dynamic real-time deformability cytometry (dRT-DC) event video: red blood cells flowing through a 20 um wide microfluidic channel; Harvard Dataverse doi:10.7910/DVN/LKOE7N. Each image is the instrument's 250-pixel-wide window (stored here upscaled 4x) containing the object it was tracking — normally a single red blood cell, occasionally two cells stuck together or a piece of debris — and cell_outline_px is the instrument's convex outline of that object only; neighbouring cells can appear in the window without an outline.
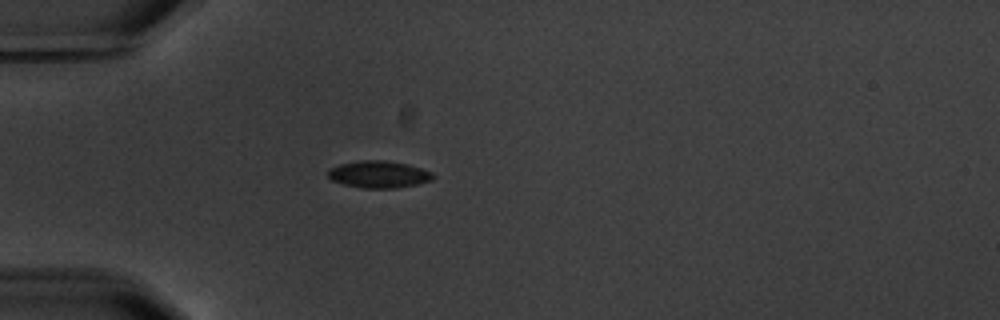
{"species": "common noctule bat (a hibernating species)", "species_latin": "Nyctalus noctula", "temperature_condition": "warm", "stored_images_in_passage": 1, "camera_frame_rate_fps": 3000, "um_per_image_px": 0.085, "animal": {"sex": "male", "body_mass_g": 20.1, "forearm_length_mm": 53.5}, "frame": {"image": 1, "passage_image": 1, "time_ms": 0.0, "image_size_px": [1000, 320], "cell_outline_px": [[436, 176], [432, 180], [416, 184], [396, 188], [360, 188], [344, 184], [332, 180], [328, 176], [328, 172], [332, 168], [340, 164], [360, 160], [384, 160], [408, 164], [432, 172]], "centroid_in_image_um": [32.22, 14.82], "position_along_channel_um": 52.8, "area_um2": 16.47}}